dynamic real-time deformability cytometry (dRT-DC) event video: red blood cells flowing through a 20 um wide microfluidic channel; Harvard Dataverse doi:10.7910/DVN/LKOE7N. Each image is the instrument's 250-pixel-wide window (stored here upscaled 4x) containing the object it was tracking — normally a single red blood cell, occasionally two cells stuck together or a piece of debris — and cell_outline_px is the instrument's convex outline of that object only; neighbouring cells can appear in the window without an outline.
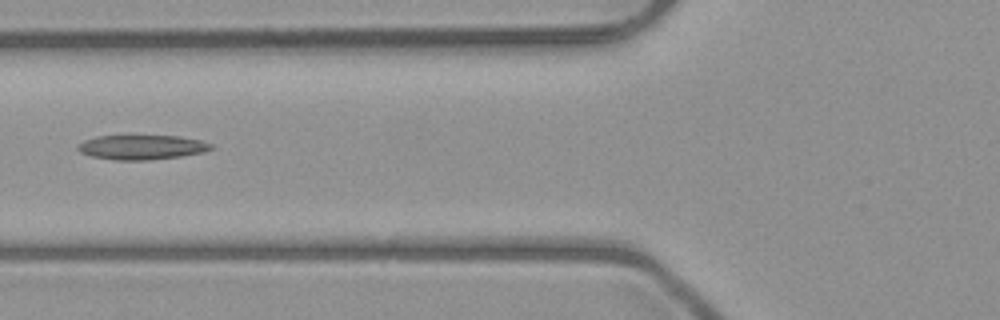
{"species": "common noctule bat (a hibernating species)", "species_latin": "Nyctalus noctula", "temperature_condition": "room temperature", "stored_images_in_passage": 3, "camera_frame_rate_fps": 3000, "um_per_image_px": 0.085, "animal": {"sex": "male", "body_mass_g": 23.1, "forearm_length_mm": 52.7}, "frame": {"image": 1, "passage_image": 3, "time_ms": 2.333, "image_size_px": [1000, 320], "cell_outline_px": [[212, 148], [204, 152], [180, 156], [148, 160], [116, 160], [92, 156], [80, 152], [76, 148], [76, 144], [84, 140], [96, 136], [180, 136], [200, 140], [212, 144]], "centroid_in_image_um": [12.02, 12.51], "position_along_channel_um": 113.8, "area_um2": 19.02}}